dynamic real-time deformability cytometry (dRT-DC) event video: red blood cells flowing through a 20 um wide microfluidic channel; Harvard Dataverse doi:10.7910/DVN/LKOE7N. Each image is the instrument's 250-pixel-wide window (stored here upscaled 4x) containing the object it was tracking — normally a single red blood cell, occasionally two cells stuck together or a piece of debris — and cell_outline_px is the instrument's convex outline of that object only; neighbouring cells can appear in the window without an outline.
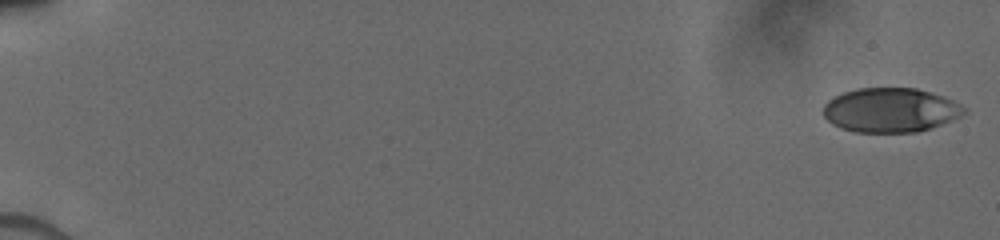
{"species": "human", "species_latin": "Homo sapiens", "temperature_condition": "cold", "stored_images_in_passage": 71, "camera_frame_rate_fps": 3000, "um_per_image_px": 0.085, "donor": {"sex": "male"}, "frame": {"image": 1, "passage_image": 1, "time_ms": 0.0, "image_size_px": [1000, 240], "cell_outline_px": [[968, 112], [952, 120], [932, 128], [916, 132], [856, 132], [840, 128], [832, 124], [824, 116], [824, 104], [828, 100], [844, 92], [856, 88], [916, 88], [944, 96], [968, 108]], "centroid_in_image_um": [75.72, 9.36], "position_along_channel_um": 9.3, "area_um2": 36.53}}
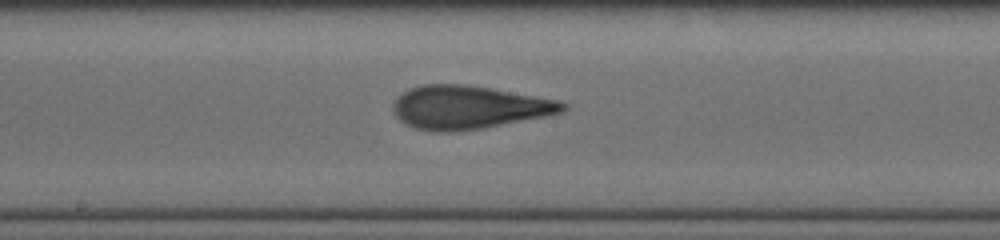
{"frame": {"image": 2, "passage_image": 40, "time_ms": 9.667, "image_size_px": [1000, 240], "cell_outline_px": [[568, 108], [564, 112], [544, 116], [480, 128], [452, 132], [440, 132], [416, 128], [404, 124], [396, 116], [392, 108], [392, 104], [408, 88], [420, 84], [464, 84], [560, 100], [568, 104]], "centroid_in_image_um": [39.82, 9.11], "position_along_channel_um": 208.4, "area_um2": 42.48}}
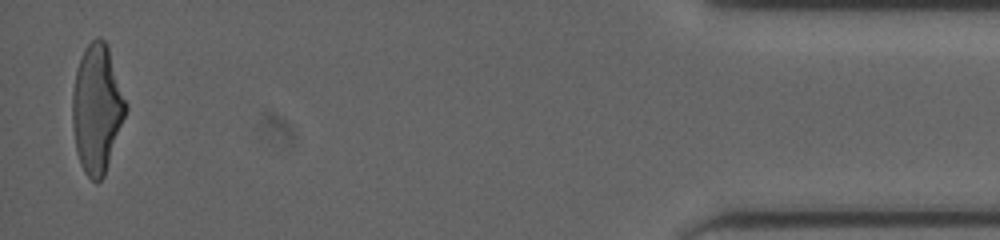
{"frame": {"image": 3, "passage_image": 69, "time_ms": 16.667, "image_size_px": [1000, 240], "cell_outline_px": [[128, 108], [104, 176], [96, 184], [84, 172], [80, 164], [76, 152], [72, 128], [72, 92], [76, 68], [84, 48], [96, 36], [100, 36], [104, 40], [108, 48], [128, 104]], "centroid_in_image_um": [8.23, 9.24], "position_along_channel_um": 427.0, "area_um2": 40.23}}